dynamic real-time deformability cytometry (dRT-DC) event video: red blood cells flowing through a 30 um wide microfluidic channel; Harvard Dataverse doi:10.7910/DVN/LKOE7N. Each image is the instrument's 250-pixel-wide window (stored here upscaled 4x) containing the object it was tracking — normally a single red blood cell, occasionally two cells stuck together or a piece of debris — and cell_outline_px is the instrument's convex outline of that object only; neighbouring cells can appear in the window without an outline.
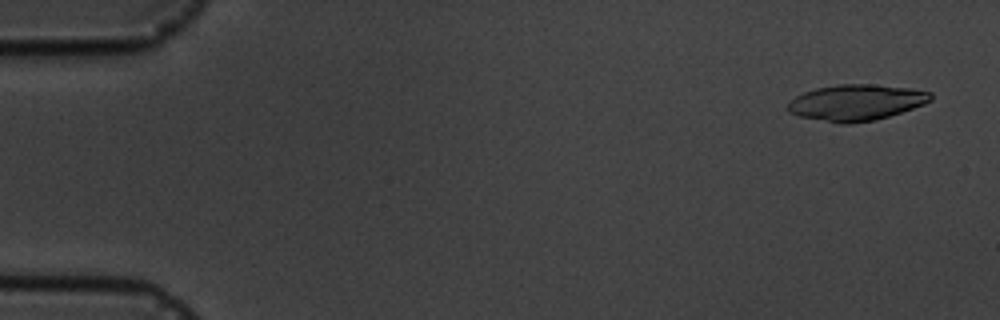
{"species": "common noctule bat (a hibernating species)", "species_latin": "Nyctalus noctula", "temperature_condition": "cold", "stored_images_in_passage": 4, "camera_frame_rate_fps": 3000, "um_per_image_px": 0.085, "animal": {"sex": "male", "body_mass_g": 19.5, "forearm_length_mm": 54.6}, "frame": {"image": 1, "passage_image": 1, "time_ms": 0.0, "image_size_px": [1000, 320], "cell_outline_px": [[932, 100], [924, 104], [876, 120], [848, 124], [840, 124], [800, 116], [788, 112], [788, 104], [796, 96], [804, 92], [816, 88], [840, 84], [872, 84], [912, 88], [932, 92]], "centroid_in_image_um": [72.8, 8.71], "position_along_channel_um": 12.2, "area_um2": 29.94}}